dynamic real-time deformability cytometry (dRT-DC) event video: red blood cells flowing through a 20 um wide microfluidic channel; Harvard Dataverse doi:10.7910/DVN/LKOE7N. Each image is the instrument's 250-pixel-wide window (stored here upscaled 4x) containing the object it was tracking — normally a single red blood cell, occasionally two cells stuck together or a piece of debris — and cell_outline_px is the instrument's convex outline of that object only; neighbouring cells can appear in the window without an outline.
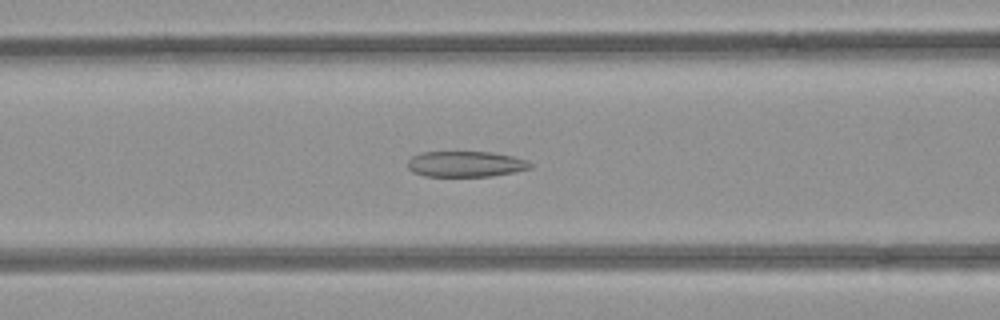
{"species": "common noctule bat (a hibernating species)", "species_latin": "Nyctalus noctula", "temperature_condition": "room temperature", "stored_images_in_passage": 52, "camera_frame_rate_fps": 3000, "um_per_image_px": 0.085, "animal": {"sex": "female", "body_mass_g": 21.9}, "frame": {"image": 1, "passage_image": 21, "time_ms": 6.667, "image_size_px": [1000, 320], "cell_outline_px": [[532, 168], [492, 176], [424, 176], [412, 172], [408, 168], [408, 160], [412, 156], [424, 152], [492, 152], [512, 156], [524, 160], [532, 164]], "centroid_in_image_um": [39.55, 13.94], "position_along_channel_um": 127.0, "area_um2": 18.26}}
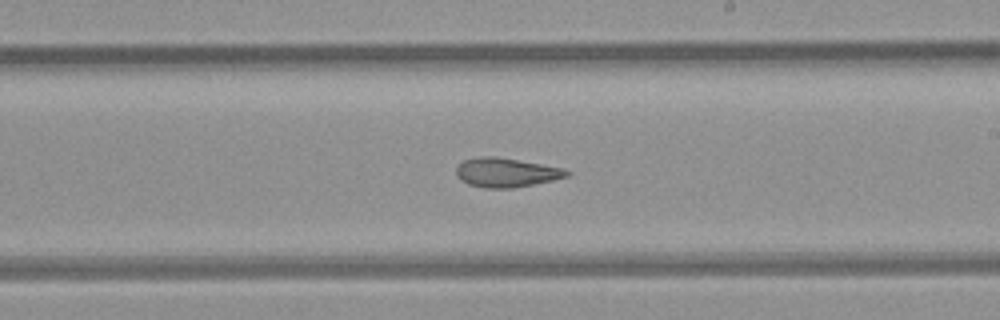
{"frame": {"image": 2, "passage_image": 30, "time_ms": 9.667, "image_size_px": [1000, 320], "cell_outline_px": [[572, 172], [568, 176], [552, 180], [512, 188], [484, 188], [468, 184], [460, 180], [456, 176], [456, 168], [464, 160], [480, 156], [492, 156], [540, 164], [560, 168]], "centroid_in_image_um": [42.97, 14.67], "position_along_channel_um": 246.0, "area_um2": 18.5}}
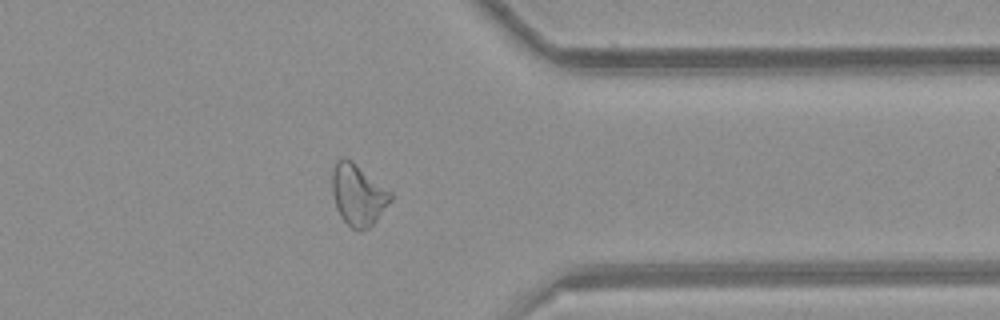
{"frame": {"image": 3, "passage_image": 41, "time_ms": 13.333, "image_size_px": [1000, 320], "cell_outline_px": [[392, 200], [376, 220], [368, 228], [360, 232], [352, 228], [340, 216], [336, 208], [332, 192], [332, 168], [336, 160], [340, 156], [344, 156], [352, 160], [392, 192]], "centroid_in_image_um": [30.42, 16.52], "position_along_channel_um": 381.0, "area_um2": 21.15}, "authors_computed_cell_mechanics": {"area_um2": 21.5016, "velocity_mm_per_s": 3.9622, "shape_relaxation_time_tau1_ms": null, "shape_relaxation_time_tau2_ms": 3.8451, "deformation_change_tau1": null, "deformation_change_tau2": 0.1268}}